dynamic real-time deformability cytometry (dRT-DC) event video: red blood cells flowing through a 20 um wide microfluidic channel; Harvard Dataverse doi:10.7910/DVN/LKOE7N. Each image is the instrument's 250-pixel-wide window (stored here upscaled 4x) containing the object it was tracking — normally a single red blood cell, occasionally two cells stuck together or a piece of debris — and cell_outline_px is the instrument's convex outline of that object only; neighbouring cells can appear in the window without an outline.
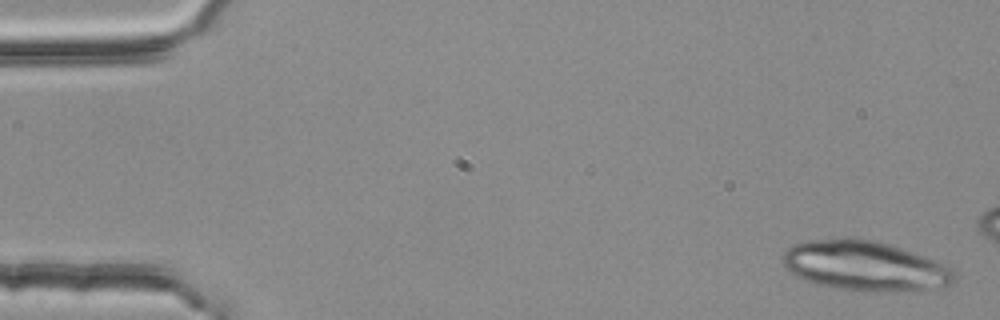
{"species": "common noctule bat (a hibernating species)", "species_latin": "Nyctalus noctula", "temperature_condition": "room temperature", "stored_images_in_passage": 4, "camera_frame_rate_fps": 3000, "um_per_image_px": 0.085, "animal": {"sex": "female", "body_mass_g": 25.1}, "frame": {"image": 1, "passage_image": 1, "time_ms": 0.0, "image_size_px": [1000, 320], "cell_outline_px": [[956, 280], [952, 284], [920, 292], [868, 292], [832, 288], [816, 284], [804, 280], [796, 276], [784, 264], [780, 256], [792, 244], [808, 240], [852, 236], [876, 240], [936, 260], [952, 268], [956, 272]], "centroid_in_image_um": [73.54, 22.61], "position_along_channel_um": 11.5, "area_um2": 51.1}}